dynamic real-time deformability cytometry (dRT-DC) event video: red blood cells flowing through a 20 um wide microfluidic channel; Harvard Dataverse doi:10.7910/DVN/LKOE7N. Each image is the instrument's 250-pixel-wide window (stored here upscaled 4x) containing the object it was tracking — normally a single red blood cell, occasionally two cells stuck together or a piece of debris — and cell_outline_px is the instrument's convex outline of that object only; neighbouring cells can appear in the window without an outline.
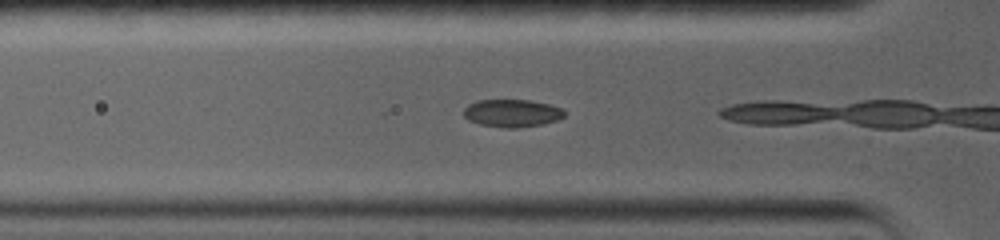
{"species": "common noctule bat (a hibernating species)", "species_latin": "Nyctalus noctula", "temperature_condition": "warm", "stored_images_in_passage": 4, "camera_frame_rate_fps": 5000, "um_per_image_px": 0.085, "animal": {"sex": "female", "body_mass_g": 19.0, "forearm_length_mm": 56.7}, "frame": {"image": 1, "passage_image": 3, "time_ms": 1.0, "image_size_px": [1000, 240], "cell_outline_px": [[564, 116], [556, 120], [540, 124], [516, 128], [504, 128], [480, 124], [468, 120], [464, 116], [464, 108], [468, 104], [476, 100], [528, 100], [548, 104], [564, 108]], "centroid_in_image_um": [43.49, 9.61], "position_along_channel_um": 82.3, "area_um2": 16.18}}